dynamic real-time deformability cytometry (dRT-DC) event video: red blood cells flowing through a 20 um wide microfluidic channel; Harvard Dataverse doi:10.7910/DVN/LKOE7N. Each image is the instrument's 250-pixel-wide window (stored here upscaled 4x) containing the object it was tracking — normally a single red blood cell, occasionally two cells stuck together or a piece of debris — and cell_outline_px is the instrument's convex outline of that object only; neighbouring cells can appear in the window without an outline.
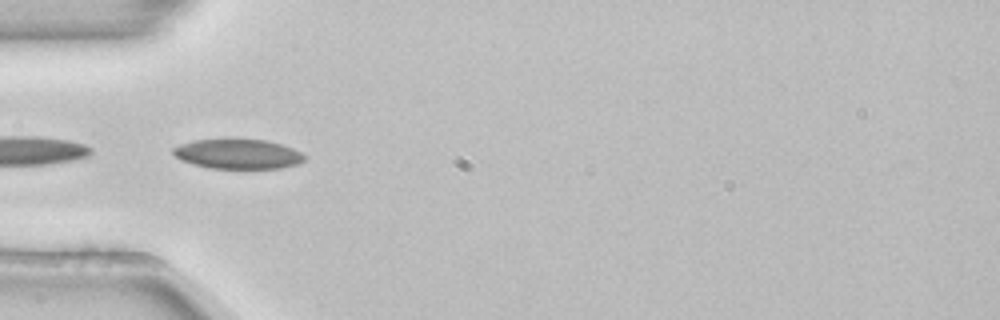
{"species": "common noctule bat (a hibernating species)", "species_latin": "Nyctalus noctula", "temperature_condition": "room temperature", "stored_images_in_passage": 32, "camera_frame_rate_fps": 3000, "um_per_image_px": 0.085, "animal": {"sex": "female", "body_mass_g": 22.7, "forearm_length_mm": 54.2}, "frame": {"image": 1, "passage_image": 10, "time_ms": 3.0, "image_size_px": [1000, 320], "cell_outline_px": [[304, 160], [296, 164], [280, 168], [208, 168], [192, 164], [180, 160], [172, 152], [172, 148], [180, 144], [192, 140], [268, 140], [292, 148], [300, 152], [304, 156]], "centroid_in_image_um": [20.18, 13.09], "position_along_channel_um": 64.8, "area_um2": 22.48}}